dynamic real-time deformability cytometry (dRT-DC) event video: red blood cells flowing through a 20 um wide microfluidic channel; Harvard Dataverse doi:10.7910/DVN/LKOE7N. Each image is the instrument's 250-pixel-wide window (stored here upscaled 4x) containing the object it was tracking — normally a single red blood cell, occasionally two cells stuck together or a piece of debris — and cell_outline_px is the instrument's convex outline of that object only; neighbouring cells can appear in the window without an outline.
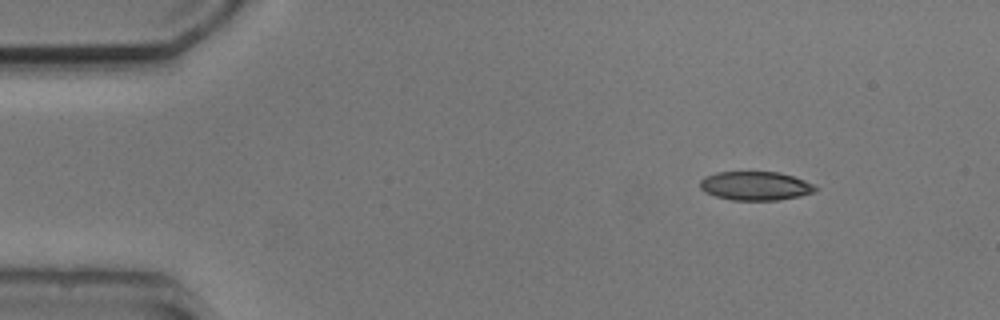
{"species": "common noctule bat (a hibernating species)", "species_latin": "Nyctalus noctula", "temperature_condition": "cold", "stored_images_in_passage": 5, "segment_of_instrument_passage": [2, 2], "camera_frame_rate_fps": 3000, "um_per_image_px": 0.085, "animal": {"sex": "male", "body_mass_g": 20.5, "forearm_length_mm": 52.5}, "frame": {"image": 1, "passage_image": 5, "time_ms": 4.333, "image_size_px": [1000, 320], "cell_outline_px": [[816, 192], [800, 196], [776, 200], [732, 200], [716, 196], [704, 192], [700, 188], [700, 180], [704, 176], [716, 172], [780, 172], [804, 180], [812, 184], [816, 188]], "centroid_in_image_um": [64.18, 15.8], "position_along_channel_um": 20.8, "area_um2": 19.36}}